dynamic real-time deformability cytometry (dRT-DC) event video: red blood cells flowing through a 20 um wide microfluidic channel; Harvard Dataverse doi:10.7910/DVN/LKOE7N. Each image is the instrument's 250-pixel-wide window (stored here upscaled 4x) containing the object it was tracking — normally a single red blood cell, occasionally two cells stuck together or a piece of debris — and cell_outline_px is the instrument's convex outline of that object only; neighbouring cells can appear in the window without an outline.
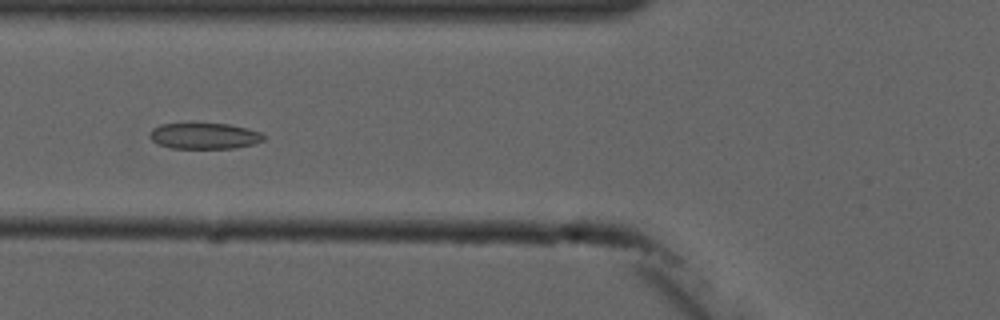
{"species": "common noctule bat (a hibernating species)", "species_latin": "Nyctalus noctula", "temperature_condition": "cold", "stored_images_in_passage": 10, "camera_frame_rate_fps": 3000, "um_per_image_px": 0.085, "animal": {"sex": "male", "forearm_length_mm": 52.5}, "frame": {"image": 1, "passage_image": 5, "time_ms": 6.0, "image_size_px": [1000, 320], "cell_outline_px": [[264, 140], [252, 144], [236, 148], [172, 148], [160, 144], [152, 140], [148, 136], [148, 132], [152, 128], [160, 124], [192, 120], [228, 124], [248, 128], [260, 132], [264, 136]], "centroid_in_image_um": [17.3, 11.49], "position_along_channel_um": 108.5, "area_um2": 18.15}}
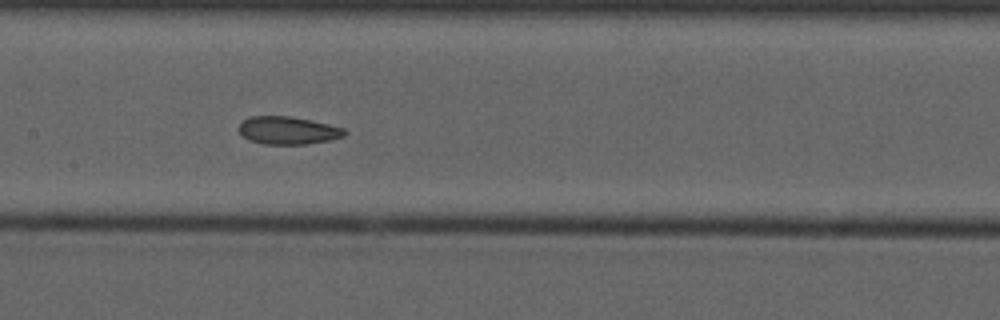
{"frame": {"image": 2, "passage_image": 7, "time_ms": 8.0, "image_size_px": [1000, 320], "cell_outline_px": [[348, 132], [344, 136], [332, 140], [308, 144], [264, 144], [248, 140], [236, 128], [248, 116], [292, 116], [312, 120], [344, 128]], "centroid_in_image_um": [24.49, 11.08], "position_along_channel_um": 182.9, "area_um2": 17.34}}
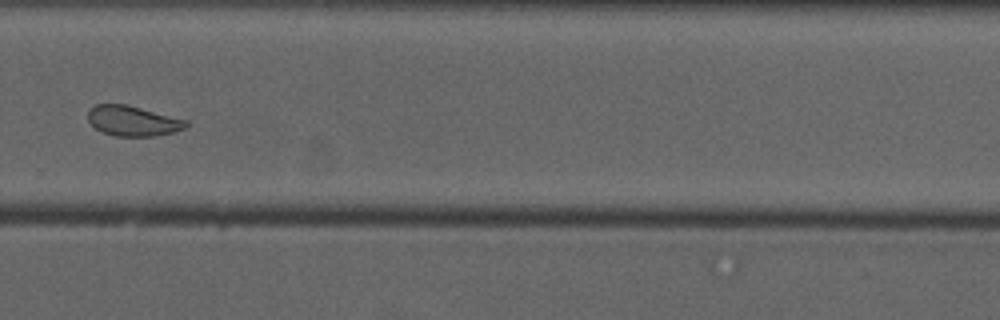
{"frame": {"image": 3, "passage_image": 10, "time_ms": 11.667, "image_size_px": [1000, 320], "cell_outline_px": [[188, 128], [172, 132], [152, 136], [116, 136], [104, 132], [96, 128], [88, 120], [88, 108], [96, 104], [128, 104], [188, 120]], "centroid_in_image_um": [11.31, 10.26], "position_along_channel_um": 318.5, "area_um2": 17.34}}